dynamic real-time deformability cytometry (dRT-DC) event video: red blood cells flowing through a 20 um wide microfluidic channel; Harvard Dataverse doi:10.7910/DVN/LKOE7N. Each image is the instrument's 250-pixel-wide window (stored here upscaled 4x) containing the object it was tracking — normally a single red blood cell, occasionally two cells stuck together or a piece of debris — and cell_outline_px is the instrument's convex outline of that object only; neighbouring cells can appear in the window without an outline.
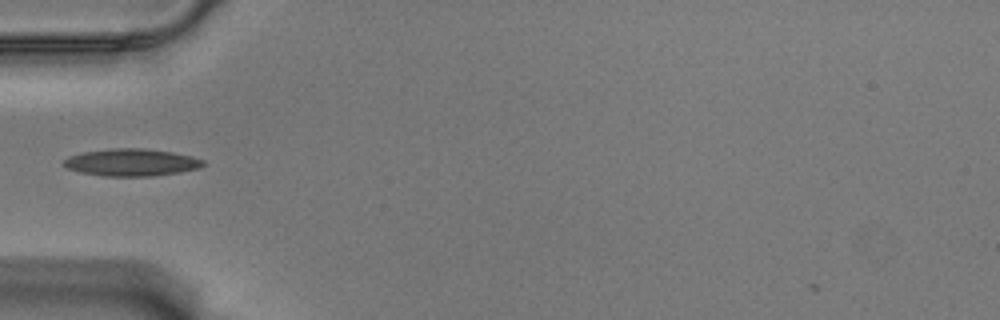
{"species": "Egyptian fruit bat (a non-hibernating species)", "species_latin": "Rousettus aegyptiacus", "temperature_condition": "warm", "stored_images_in_passage": 35, "camera_frame_rate_fps": 3000, "um_per_image_px": 0.085, "animal": {"sex": "male"}, "frame": {"image": 1, "passage_image": 3, "time_ms": 0.667, "image_size_px": [1000, 320], "cell_outline_px": [[204, 164], [200, 168], [180, 172], [156, 176], [104, 176], [80, 172], [68, 168], [64, 164], [64, 160], [68, 156], [84, 152], [112, 148], [144, 148], [172, 152], [192, 156], [204, 160]], "centroid_in_image_um": [11.2, 13.8], "position_along_channel_um": 73.8, "area_um2": 22.14}}
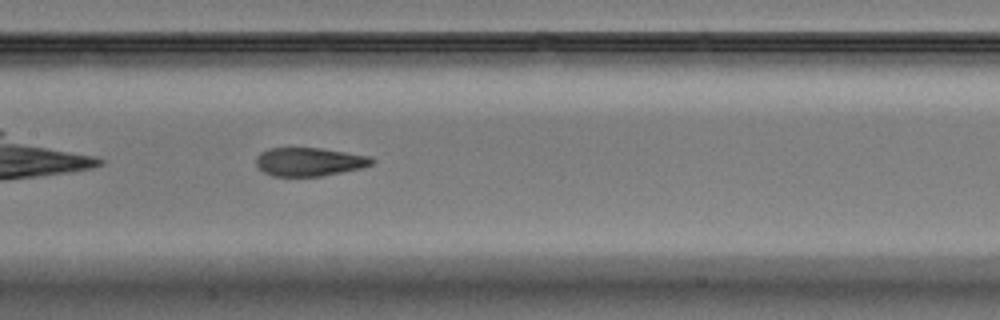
{"frame": {"image": 2, "passage_image": 12, "time_ms": 3.667, "image_size_px": [1000, 320], "cell_outline_px": [[376, 160], [372, 164], [364, 168], [320, 176], [272, 176], [264, 172], [256, 164], [256, 156], [260, 152], [268, 148], [320, 148], [372, 156]], "centroid_in_image_um": [26.32, 13.75], "position_along_channel_um": 181.1, "area_um2": 19.36}}
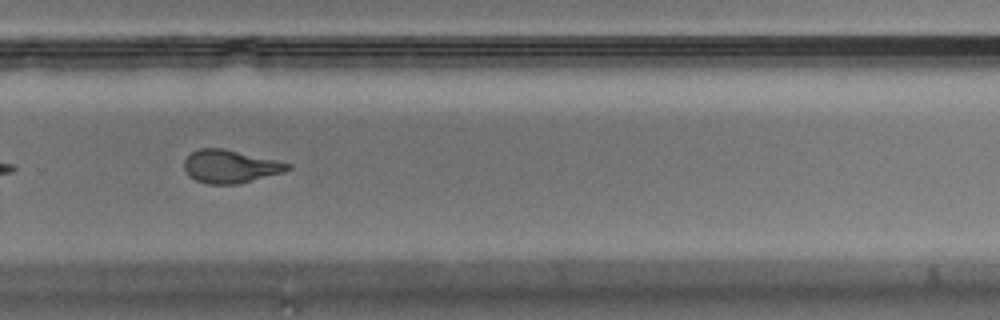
{"frame": {"image": 3, "passage_image": 23, "time_ms": 7.333, "image_size_px": [1000, 320], "cell_outline_px": [[292, 168], [284, 172], [240, 184], [208, 184], [196, 180], [188, 176], [184, 168], [184, 160], [192, 152], [200, 148], [224, 148], [276, 160], [292, 164]], "centroid_in_image_um": [19.58, 14.15], "position_along_channel_um": 310.2, "area_um2": 20.06}, "authors_computed_cell_mechanics": {"area_um2": 20.0566, "velocity_mm_per_s": 3.5319, "shape_relaxation_time_tau1_ms": null, "shape_relaxation_time_tau2_ms": 1.4283, "deformation_change_tau1": null, "deformation_change_tau2": 0.0944}}